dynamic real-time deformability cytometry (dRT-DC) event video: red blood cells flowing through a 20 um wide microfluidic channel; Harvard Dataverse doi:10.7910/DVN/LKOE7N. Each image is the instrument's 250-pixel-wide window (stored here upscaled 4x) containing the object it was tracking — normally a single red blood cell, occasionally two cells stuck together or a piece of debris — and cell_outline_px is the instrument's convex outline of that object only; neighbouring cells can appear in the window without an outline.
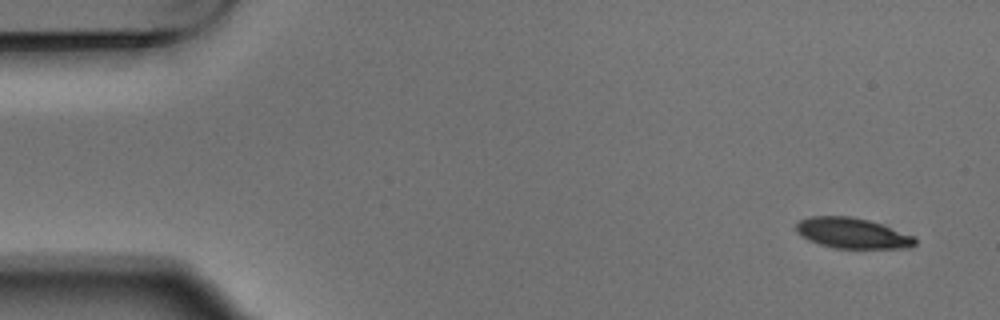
{"species": "Egyptian fruit bat (a non-hibernating species)", "species_latin": "Rousettus aegyptiacus", "temperature_condition": "warm", "stored_images_in_passage": 5, "camera_frame_rate_fps": 3000, "um_per_image_px": 0.085, "animal": {"sex": "male"}, "frame": {"image": 1, "passage_image": 1, "time_ms": 0.0, "image_size_px": [1000, 320], "cell_outline_px": [[916, 244], [912, 248], [836, 248], [820, 244], [808, 240], [796, 232], [796, 224], [800, 220], [812, 216], [848, 216], [868, 220], [880, 224], [912, 236], [916, 240]], "centroid_in_image_um": [72.42, 19.82], "position_along_channel_um": 12.6, "area_um2": 20.87}}